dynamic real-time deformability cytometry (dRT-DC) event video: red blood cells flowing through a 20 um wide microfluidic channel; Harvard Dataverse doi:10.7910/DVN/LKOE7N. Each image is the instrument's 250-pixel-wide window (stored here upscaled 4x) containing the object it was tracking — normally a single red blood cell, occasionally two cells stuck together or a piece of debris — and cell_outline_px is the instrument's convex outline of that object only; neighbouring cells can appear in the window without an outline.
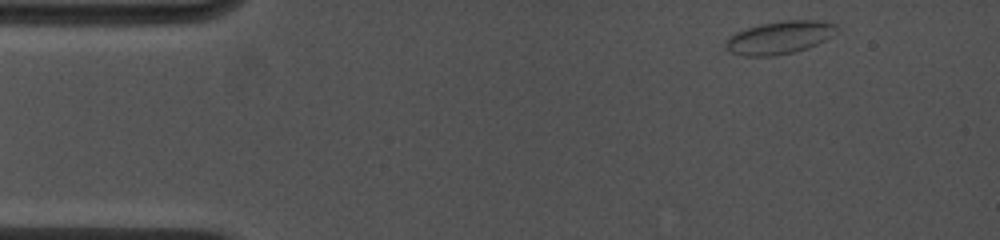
{"species": "common noctule bat (a hibernating species)", "species_latin": "Nyctalus noctula", "temperature_condition": "cold", "stored_images_in_passage": 5, "camera_frame_rate_fps": 4500, "um_per_image_px": 0.085, "animal": {"sex": "female", "body_mass_g": 19.0, "forearm_length_mm": 53.3}, "frame": {"image": 1, "passage_image": 1, "time_ms": 0.0, "image_size_px": [1000, 240], "cell_outline_px": [[840, 32], [808, 48], [792, 52], [772, 56], [744, 56], [732, 52], [724, 48], [724, 44], [728, 36], [736, 32], [760, 24], [784, 20], [816, 20], [836, 24], [840, 28]], "centroid_in_image_um": [66.28, 3.18], "position_along_channel_um": 18.7, "area_um2": 21.39}}
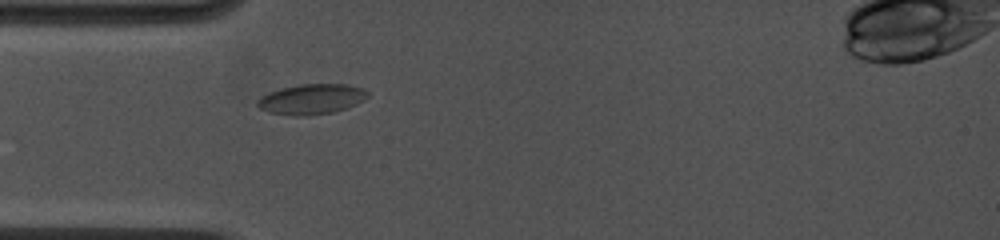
{"frame": {"image": 2, "passage_image": 5, "time_ms": 3.111, "image_size_px": [1000, 240], "cell_outline_px": [[368, 96], [364, 100], [356, 104], [332, 112], [304, 116], [296, 116], [268, 112], [260, 108], [256, 104], [256, 100], [260, 96], [268, 92], [280, 88], [300, 84], [348, 84], [364, 88], [368, 92]], "centroid_in_image_um": [26.45, 8.41], "position_along_channel_um": 58.5, "area_um2": 19.54}}